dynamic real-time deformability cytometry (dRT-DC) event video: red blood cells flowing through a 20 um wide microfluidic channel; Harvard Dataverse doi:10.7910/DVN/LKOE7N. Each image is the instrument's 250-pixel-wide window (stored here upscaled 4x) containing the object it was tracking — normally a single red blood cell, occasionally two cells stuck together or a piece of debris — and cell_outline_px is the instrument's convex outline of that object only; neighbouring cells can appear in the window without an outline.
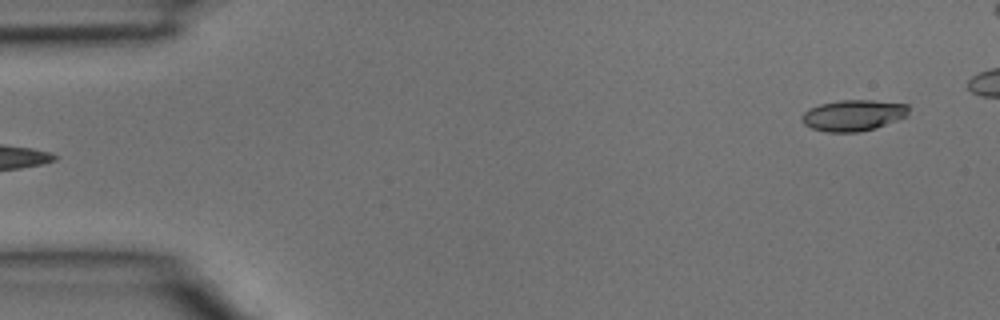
{"species": "common noctule bat (a hibernating species)", "species_latin": "Nyctalus noctula", "temperature_condition": "room temperature", "stored_images_in_passage": 34, "camera_frame_rate_fps": 3000, "um_per_image_px": 0.085, "animal": {"sex": "male", "body_mass_g": 15.6}, "frame": {"image": 1, "passage_image": 1, "time_ms": 0.0, "image_size_px": [1000, 320], "cell_outline_px": [[908, 116], [876, 128], [860, 132], [824, 132], [812, 128], [804, 124], [800, 116], [808, 108], [820, 104], [840, 100], [872, 100], [908, 104]], "centroid_in_image_um": [72.52, 9.81], "position_along_channel_um": 12.5, "area_um2": 19.54}}